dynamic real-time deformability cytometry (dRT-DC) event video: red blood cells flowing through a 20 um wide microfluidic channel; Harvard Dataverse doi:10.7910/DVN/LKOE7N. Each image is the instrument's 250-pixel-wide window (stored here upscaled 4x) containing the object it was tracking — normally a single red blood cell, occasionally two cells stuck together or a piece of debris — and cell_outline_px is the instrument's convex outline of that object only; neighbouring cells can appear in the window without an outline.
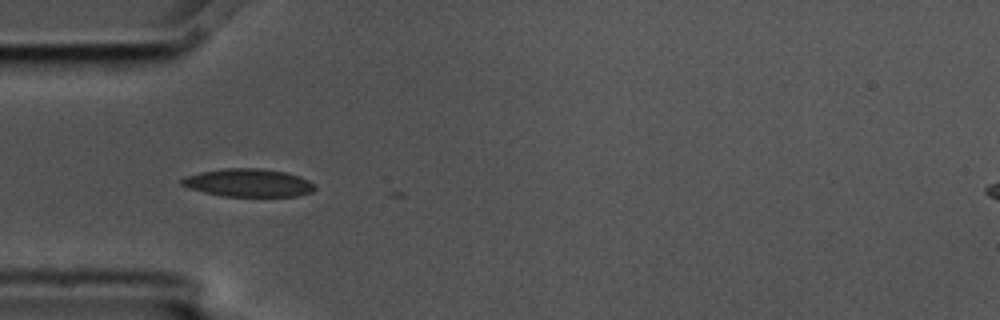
{"species": "common noctule bat (a hibernating species)", "species_latin": "Nyctalus noctula", "temperature_condition": "cold", "stored_images_in_passage": 6, "camera_frame_rate_fps": 3000, "um_per_image_px": 0.085, "animal": {"sex": "male", "body_mass_g": 17.5, "forearm_length_mm": 52.3}, "frame": {"image": 1, "passage_image": 5, "time_ms": 1.333, "image_size_px": [1000, 320], "cell_outline_px": [[316, 188], [312, 192], [296, 196], [224, 196], [204, 192], [180, 184], [180, 180], [184, 176], [200, 172], [224, 168], [260, 168], [284, 172], [300, 176], [316, 184]], "centroid_in_image_um": [21.13, 15.53], "position_along_channel_um": 63.9, "area_um2": 21.68}}